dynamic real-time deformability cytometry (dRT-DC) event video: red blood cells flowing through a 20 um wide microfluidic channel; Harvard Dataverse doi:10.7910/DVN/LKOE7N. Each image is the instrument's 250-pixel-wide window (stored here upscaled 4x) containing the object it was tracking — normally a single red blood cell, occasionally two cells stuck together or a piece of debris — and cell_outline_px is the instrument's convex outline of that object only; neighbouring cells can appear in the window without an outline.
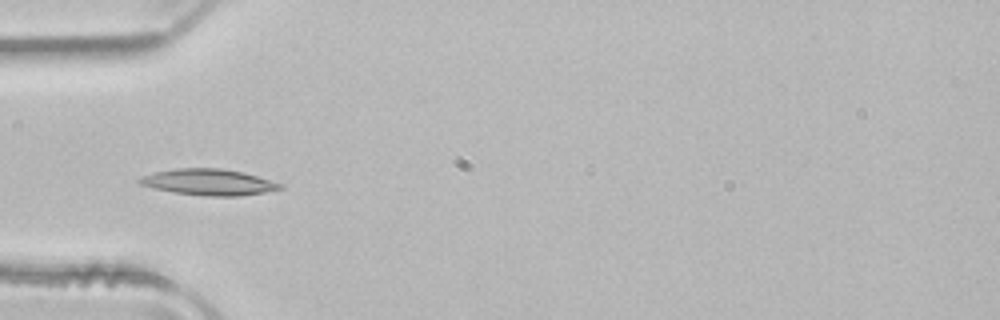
{"species": "common noctule bat (a hibernating species)", "species_latin": "Nyctalus noctula", "temperature_condition": "room temperature", "stored_images_in_passage": 36, "camera_frame_rate_fps": 3000, "um_per_image_px": 0.085, "animal": {"sex": "male", "body_mass_g": 21.5, "forearm_length_mm": 52.0}, "frame": {"image": 1, "passage_image": 1, "time_ms": 0.0, "image_size_px": [1000, 320], "cell_outline_px": [[284, 188], [264, 192], [240, 196], [204, 196], [172, 192], [140, 184], [136, 180], [144, 176], [156, 172], [176, 168], [220, 168], [240, 172], [256, 176], [280, 184]], "centroid_in_image_um": [17.71, 15.49], "position_along_channel_um": 67.3, "area_um2": 21.04}}
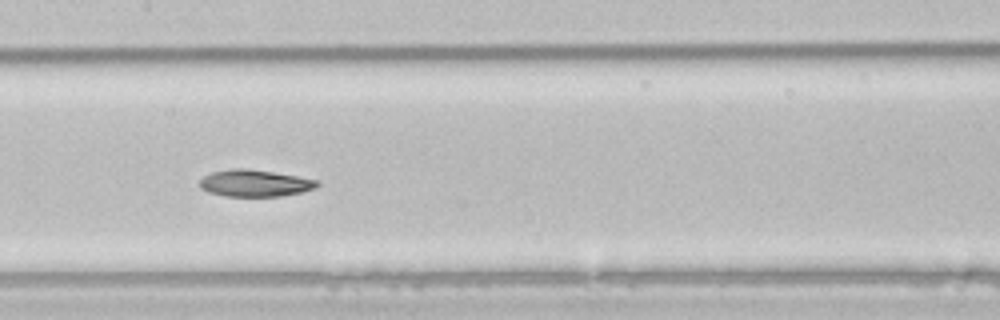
{"frame": {"image": 2, "passage_image": 10, "time_ms": 3.0, "image_size_px": [1000, 320], "cell_outline_px": [[320, 184], [316, 188], [304, 192], [280, 196], [224, 196], [208, 192], [200, 188], [200, 180], [204, 176], [212, 172], [240, 168], [272, 172], [296, 176], [316, 180]], "centroid_in_image_um": [21.67, 15.59], "position_along_channel_um": 185.7, "area_um2": 18.15}}
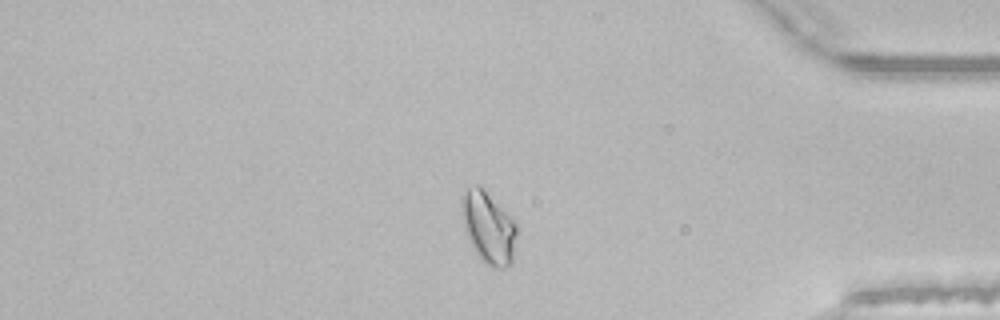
{"frame": {"image": 3, "passage_image": 28, "time_ms": 9.0, "image_size_px": [1000, 320], "cell_outline_px": [[516, 232], [512, 260], [504, 268], [492, 268], [480, 260], [472, 248], [468, 240], [464, 228], [460, 204], [464, 192], [468, 188], [476, 184], [480, 184], [516, 224]], "centroid_in_image_um": [41.47, 19.35], "position_along_channel_um": 393.7, "area_um2": 22.89}, "authors_computed_cell_mechanics": {"area_um2": 18.9584, "velocity_mm_per_s": 3.9455, "shape_relaxation_time_tau1_ms": 11.1137, "shape_relaxation_time_tau2_ms": 4.504, "deformation_change_tau1": 0.2179, "deformation_change_tau2": 0.0878}}